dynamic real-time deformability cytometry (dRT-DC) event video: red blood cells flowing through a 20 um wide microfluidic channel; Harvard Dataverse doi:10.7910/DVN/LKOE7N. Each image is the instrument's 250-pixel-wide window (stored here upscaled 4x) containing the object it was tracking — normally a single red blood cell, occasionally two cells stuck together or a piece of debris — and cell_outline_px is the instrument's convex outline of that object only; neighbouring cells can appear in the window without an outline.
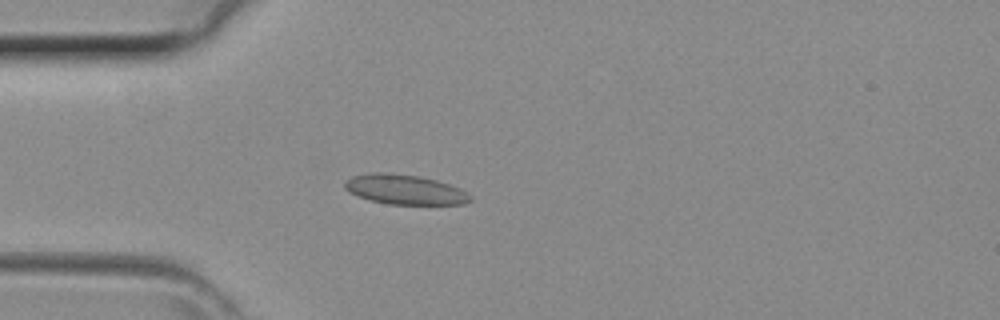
{"species": "common noctule bat (a hibernating species)", "species_latin": "Nyctalus noctula", "temperature_condition": "room temperature", "stored_images_in_passage": 35, "camera_frame_rate_fps": 3000, "um_per_image_px": 0.085, "animal": {"sex": "female", "body_mass_g": 29.2, "forearm_length_mm": 56.3}, "frame": {"image": 1, "passage_image": 4, "time_ms": 1.0, "image_size_px": [1000, 320], "cell_outline_px": [[472, 200], [464, 204], [388, 204], [372, 200], [348, 192], [344, 188], [344, 180], [352, 176], [372, 172], [392, 172], [420, 176], [436, 180], [460, 188], [468, 192], [472, 196]], "centroid_in_image_um": [34.41, 16.09], "position_along_channel_um": 50.6, "area_um2": 21.96}}
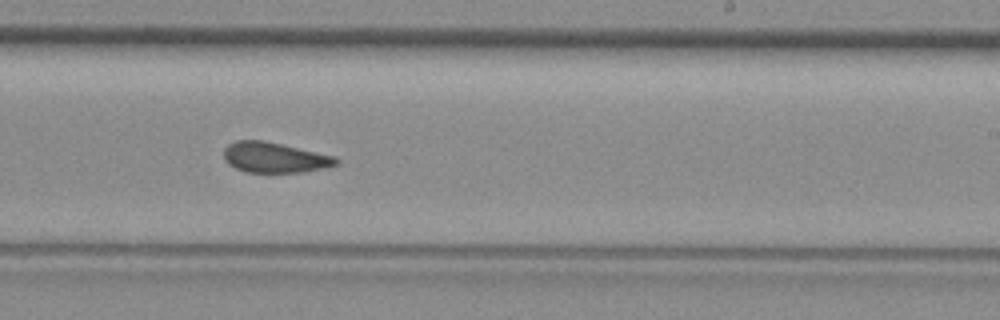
{"frame": {"image": 2, "passage_image": 18, "time_ms": 5.667, "image_size_px": [1000, 320], "cell_outline_px": [[340, 164], [324, 168], [304, 172], [244, 172], [228, 164], [224, 160], [224, 148], [228, 144], [236, 140], [264, 140], [336, 156], [340, 160]], "centroid_in_image_um": [23.36, 13.38], "position_along_channel_um": 265.6, "area_um2": 20.11}}
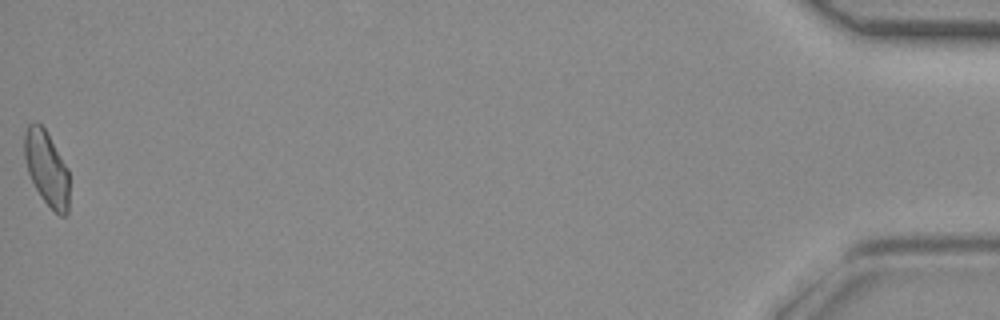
{"frame": {"image": 3, "passage_image": 35, "time_ms": 11.333, "image_size_px": [1000, 320], "cell_outline_px": [[68, 212], [64, 216], [60, 216], [40, 196], [28, 172], [24, 156], [24, 132], [28, 124], [36, 120], [44, 128], [68, 168]], "centroid_in_image_um": [3.95, 14.27], "position_along_channel_um": 431.3, "area_um2": 19.31}}